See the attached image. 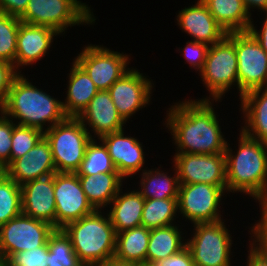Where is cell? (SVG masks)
<instances>
[{
  "instance_id": "cell-15",
  "label": "cell",
  "mask_w": 267,
  "mask_h": 266,
  "mask_svg": "<svg viewBox=\"0 0 267 266\" xmlns=\"http://www.w3.org/2000/svg\"><path fill=\"white\" fill-rule=\"evenodd\" d=\"M130 68L108 89L118 114L125 122L150 104L154 88L153 80L147 78L149 76L140 73L137 68Z\"/></svg>"
},
{
  "instance_id": "cell-36",
  "label": "cell",
  "mask_w": 267,
  "mask_h": 266,
  "mask_svg": "<svg viewBox=\"0 0 267 266\" xmlns=\"http://www.w3.org/2000/svg\"><path fill=\"white\" fill-rule=\"evenodd\" d=\"M49 255L47 243L44 246L13 254L8 259L9 266H48Z\"/></svg>"
},
{
  "instance_id": "cell-41",
  "label": "cell",
  "mask_w": 267,
  "mask_h": 266,
  "mask_svg": "<svg viewBox=\"0 0 267 266\" xmlns=\"http://www.w3.org/2000/svg\"><path fill=\"white\" fill-rule=\"evenodd\" d=\"M153 266H195V264L189 249L185 247L177 254L169 256L164 260H160Z\"/></svg>"
},
{
  "instance_id": "cell-14",
  "label": "cell",
  "mask_w": 267,
  "mask_h": 266,
  "mask_svg": "<svg viewBox=\"0 0 267 266\" xmlns=\"http://www.w3.org/2000/svg\"><path fill=\"white\" fill-rule=\"evenodd\" d=\"M56 229L96 211L82 190L76 173H54Z\"/></svg>"
},
{
  "instance_id": "cell-19",
  "label": "cell",
  "mask_w": 267,
  "mask_h": 266,
  "mask_svg": "<svg viewBox=\"0 0 267 266\" xmlns=\"http://www.w3.org/2000/svg\"><path fill=\"white\" fill-rule=\"evenodd\" d=\"M78 119L90 136L97 139L105 134L125 129L126 124L118 114L108 90L98 91Z\"/></svg>"
},
{
  "instance_id": "cell-28",
  "label": "cell",
  "mask_w": 267,
  "mask_h": 266,
  "mask_svg": "<svg viewBox=\"0 0 267 266\" xmlns=\"http://www.w3.org/2000/svg\"><path fill=\"white\" fill-rule=\"evenodd\" d=\"M150 229L143 225L117 233L114 258L125 263L146 265Z\"/></svg>"
},
{
  "instance_id": "cell-20",
  "label": "cell",
  "mask_w": 267,
  "mask_h": 266,
  "mask_svg": "<svg viewBox=\"0 0 267 266\" xmlns=\"http://www.w3.org/2000/svg\"><path fill=\"white\" fill-rule=\"evenodd\" d=\"M61 35L56 30L47 27L21 22L17 34V49L15 68L32 65L42 60L53 44L55 36Z\"/></svg>"
},
{
  "instance_id": "cell-10",
  "label": "cell",
  "mask_w": 267,
  "mask_h": 266,
  "mask_svg": "<svg viewBox=\"0 0 267 266\" xmlns=\"http://www.w3.org/2000/svg\"><path fill=\"white\" fill-rule=\"evenodd\" d=\"M130 55L110 50L105 46L88 44L74 58L85 70L96 88L108 90L111 85L130 70Z\"/></svg>"
},
{
  "instance_id": "cell-35",
  "label": "cell",
  "mask_w": 267,
  "mask_h": 266,
  "mask_svg": "<svg viewBox=\"0 0 267 266\" xmlns=\"http://www.w3.org/2000/svg\"><path fill=\"white\" fill-rule=\"evenodd\" d=\"M43 137L44 132L37 128L16 124L11 139L10 164L28 153Z\"/></svg>"
},
{
  "instance_id": "cell-5",
  "label": "cell",
  "mask_w": 267,
  "mask_h": 266,
  "mask_svg": "<svg viewBox=\"0 0 267 266\" xmlns=\"http://www.w3.org/2000/svg\"><path fill=\"white\" fill-rule=\"evenodd\" d=\"M237 70L235 32H231L208 48L204 66L198 73L203 86L209 91V97L206 96L202 100L222 102V98L232 89V86H236L239 94Z\"/></svg>"
},
{
  "instance_id": "cell-47",
  "label": "cell",
  "mask_w": 267,
  "mask_h": 266,
  "mask_svg": "<svg viewBox=\"0 0 267 266\" xmlns=\"http://www.w3.org/2000/svg\"><path fill=\"white\" fill-rule=\"evenodd\" d=\"M258 203L267 212V191L265 195L258 201Z\"/></svg>"
},
{
  "instance_id": "cell-17",
  "label": "cell",
  "mask_w": 267,
  "mask_h": 266,
  "mask_svg": "<svg viewBox=\"0 0 267 266\" xmlns=\"http://www.w3.org/2000/svg\"><path fill=\"white\" fill-rule=\"evenodd\" d=\"M22 213L56 229L54 174L21 185Z\"/></svg>"
},
{
  "instance_id": "cell-31",
  "label": "cell",
  "mask_w": 267,
  "mask_h": 266,
  "mask_svg": "<svg viewBox=\"0 0 267 266\" xmlns=\"http://www.w3.org/2000/svg\"><path fill=\"white\" fill-rule=\"evenodd\" d=\"M97 140L99 142H97ZM118 172L100 139L93 138L85 152L84 159L76 171L77 175H98L99 173Z\"/></svg>"
},
{
  "instance_id": "cell-42",
  "label": "cell",
  "mask_w": 267,
  "mask_h": 266,
  "mask_svg": "<svg viewBox=\"0 0 267 266\" xmlns=\"http://www.w3.org/2000/svg\"><path fill=\"white\" fill-rule=\"evenodd\" d=\"M29 0H0V13L20 18L27 7Z\"/></svg>"
},
{
  "instance_id": "cell-38",
  "label": "cell",
  "mask_w": 267,
  "mask_h": 266,
  "mask_svg": "<svg viewBox=\"0 0 267 266\" xmlns=\"http://www.w3.org/2000/svg\"><path fill=\"white\" fill-rule=\"evenodd\" d=\"M183 48H179L180 53L185 57V61L189 64L191 68L195 71L200 72L204 66L206 55L209 46L204 43H199L196 41L188 40Z\"/></svg>"
},
{
  "instance_id": "cell-40",
  "label": "cell",
  "mask_w": 267,
  "mask_h": 266,
  "mask_svg": "<svg viewBox=\"0 0 267 266\" xmlns=\"http://www.w3.org/2000/svg\"><path fill=\"white\" fill-rule=\"evenodd\" d=\"M19 74L15 65L0 60V107L5 102L8 91Z\"/></svg>"
},
{
  "instance_id": "cell-43",
  "label": "cell",
  "mask_w": 267,
  "mask_h": 266,
  "mask_svg": "<svg viewBox=\"0 0 267 266\" xmlns=\"http://www.w3.org/2000/svg\"><path fill=\"white\" fill-rule=\"evenodd\" d=\"M249 250L246 266H267V257L260 252L251 242H249Z\"/></svg>"
},
{
  "instance_id": "cell-25",
  "label": "cell",
  "mask_w": 267,
  "mask_h": 266,
  "mask_svg": "<svg viewBox=\"0 0 267 266\" xmlns=\"http://www.w3.org/2000/svg\"><path fill=\"white\" fill-rule=\"evenodd\" d=\"M82 190L96 210H103L117 195L124 178L118 172L99 173L98 175H78ZM124 181V182H123Z\"/></svg>"
},
{
  "instance_id": "cell-33",
  "label": "cell",
  "mask_w": 267,
  "mask_h": 266,
  "mask_svg": "<svg viewBox=\"0 0 267 266\" xmlns=\"http://www.w3.org/2000/svg\"><path fill=\"white\" fill-rule=\"evenodd\" d=\"M21 213V186L4 174L0 178V226Z\"/></svg>"
},
{
  "instance_id": "cell-16",
  "label": "cell",
  "mask_w": 267,
  "mask_h": 266,
  "mask_svg": "<svg viewBox=\"0 0 267 266\" xmlns=\"http://www.w3.org/2000/svg\"><path fill=\"white\" fill-rule=\"evenodd\" d=\"M123 130L108 133L99 139L107 147L108 153L118 173L126 180L141 173L145 168L143 144L136 137L126 136Z\"/></svg>"
},
{
  "instance_id": "cell-13",
  "label": "cell",
  "mask_w": 267,
  "mask_h": 266,
  "mask_svg": "<svg viewBox=\"0 0 267 266\" xmlns=\"http://www.w3.org/2000/svg\"><path fill=\"white\" fill-rule=\"evenodd\" d=\"M172 160L178 172L179 184L227 186L225 153H175Z\"/></svg>"
},
{
  "instance_id": "cell-24",
  "label": "cell",
  "mask_w": 267,
  "mask_h": 266,
  "mask_svg": "<svg viewBox=\"0 0 267 266\" xmlns=\"http://www.w3.org/2000/svg\"><path fill=\"white\" fill-rule=\"evenodd\" d=\"M123 187L109 204L107 213L116 233L141 225L145 198L135 189L123 193Z\"/></svg>"
},
{
  "instance_id": "cell-21",
  "label": "cell",
  "mask_w": 267,
  "mask_h": 266,
  "mask_svg": "<svg viewBox=\"0 0 267 266\" xmlns=\"http://www.w3.org/2000/svg\"><path fill=\"white\" fill-rule=\"evenodd\" d=\"M56 173L49 142L43 137L31 150L15 159L6 174L18 185Z\"/></svg>"
},
{
  "instance_id": "cell-39",
  "label": "cell",
  "mask_w": 267,
  "mask_h": 266,
  "mask_svg": "<svg viewBox=\"0 0 267 266\" xmlns=\"http://www.w3.org/2000/svg\"><path fill=\"white\" fill-rule=\"evenodd\" d=\"M259 207L261 217L249 228L252 240L250 242L267 257V212L260 205Z\"/></svg>"
},
{
  "instance_id": "cell-18",
  "label": "cell",
  "mask_w": 267,
  "mask_h": 266,
  "mask_svg": "<svg viewBox=\"0 0 267 266\" xmlns=\"http://www.w3.org/2000/svg\"><path fill=\"white\" fill-rule=\"evenodd\" d=\"M176 17L179 28L193 38L191 41L212 46L227 35L201 0L181 9Z\"/></svg>"
},
{
  "instance_id": "cell-44",
  "label": "cell",
  "mask_w": 267,
  "mask_h": 266,
  "mask_svg": "<svg viewBox=\"0 0 267 266\" xmlns=\"http://www.w3.org/2000/svg\"><path fill=\"white\" fill-rule=\"evenodd\" d=\"M254 25V20H252L248 31L259 42L261 47L267 52V30H258L256 28L257 26Z\"/></svg>"
},
{
  "instance_id": "cell-8",
  "label": "cell",
  "mask_w": 267,
  "mask_h": 266,
  "mask_svg": "<svg viewBox=\"0 0 267 266\" xmlns=\"http://www.w3.org/2000/svg\"><path fill=\"white\" fill-rule=\"evenodd\" d=\"M224 221L193 225V234L186 239V247L195 266H232L233 236Z\"/></svg>"
},
{
  "instance_id": "cell-12",
  "label": "cell",
  "mask_w": 267,
  "mask_h": 266,
  "mask_svg": "<svg viewBox=\"0 0 267 266\" xmlns=\"http://www.w3.org/2000/svg\"><path fill=\"white\" fill-rule=\"evenodd\" d=\"M54 230L49 223L21 213L0 226V253L8 260L15 253L44 246Z\"/></svg>"
},
{
  "instance_id": "cell-49",
  "label": "cell",
  "mask_w": 267,
  "mask_h": 266,
  "mask_svg": "<svg viewBox=\"0 0 267 266\" xmlns=\"http://www.w3.org/2000/svg\"><path fill=\"white\" fill-rule=\"evenodd\" d=\"M266 16H265V20L263 22V24L261 25V28L259 30H267V11L263 12Z\"/></svg>"
},
{
  "instance_id": "cell-45",
  "label": "cell",
  "mask_w": 267,
  "mask_h": 266,
  "mask_svg": "<svg viewBox=\"0 0 267 266\" xmlns=\"http://www.w3.org/2000/svg\"><path fill=\"white\" fill-rule=\"evenodd\" d=\"M243 3L250 16L252 15L251 11H254L253 9H259L258 11L261 13L267 11V0H243Z\"/></svg>"
},
{
  "instance_id": "cell-30",
  "label": "cell",
  "mask_w": 267,
  "mask_h": 266,
  "mask_svg": "<svg viewBox=\"0 0 267 266\" xmlns=\"http://www.w3.org/2000/svg\"><path fill=\"white\" fill-rule=\"evenodd\" d=\"M177 213L178 198L145 199L141 225L150 230L169 226L176 223Z\"/></svg>"
},
{
  "instance_id": "cell-27",
  "label": "cell",
  "mask_w": 267,
  "mask_h": 266,
  "mask_svg": "<svg viewBox=\"0 0 267 266\" xmlns=\"http://www.w3.org/2000/svg\"><path fill=\"white\" fill-rule=\"evenodd\" d=\"M226 33L248 31L252 16L243 0H201Z\"/></svg>"
},
{
  "instance_id": "cell-2",
  "label": "cell",
  "mask_w": 267,
  "mask_h": 266,
  "mask_svg": "<svg viewBox=\"0 0 267 266\" xmlns=\"http://www.w3.org/2000/svg\"><path fill=\"white\" fill-rule=\"evenodd\" d=\"M239 132L236 152L229 142L225 150L227 194L245 193L257 202L267 191V143Z\"/></svg>"
},
{
  "instance_id": "cell-23",
  "label": "cell",
  "mask_w": 267,
  "mask_h": 266,
  "mask_svg": "<svg viewBox=\"0 0 267 266\" xmlns=\"http://www.w3.org/2000/svg\"><path fill=\"white\" fill-rule=\"evenodd\" d=\"M71 67L67 77V95L62 105L67 117L78 118L99 90L74 59Z\"/></svg>"
},
{
  "instance_id": "cell-11",
  "label": "cell",
  "mask_w": 267,
  "mask_h": 266,
  "mask_svg": "<svg viewBox=\"0 0 267 266\" xmlns=\"http://www.w3.org/2000/svg\"><path fill=\"white\" fill-rule=\"evenodd\" d=\"M239 99L253 89L267 88V52L249 31L235 32Z\"/></svg>"
},
{
  "instance_id": "cell-26",
  "label": "cell",
  "mask_w": 267,
  "mask_h": 266,
  "mask_svg": "<svg viewBox=\"0 0 267 266\" xmlns=\"http://www.w3.org/2000/svg\"><path fill=\"white\" fill-rule=\"evenodd\" d=\"M178 225L172 224L150 230L146 265H154L186 247V239L184 240L185 237H183L185 233Z\"/></svg>"
},
{
  "instance_id": "cell-29",
  "label": "cell",
  "mask_w": 267,
  "mask_h": 266,
  "mask_svg": "<svg viewBox=\"0 0 267 266\" xmlns=\"http://www.w3.org/2000/svg\"><path fill=\"white\" fill-rule=\"evenodd\" d=\"M173 177L167 172L161 171V165L158 168L147 170V168L141 172L139 186L137 191L145 199H167L178 198L179 193V178L175 165H173Z\"/></svg>"
},
{
  "instance_id": "cell-48",
  "label": "cell",
  "mask_w": 267,
  "mask_h": 266,
  "mask_svg": "<svg viewBox=\"0 0 267 266\" xmlns=\"http://www.w3.org/2000/svg\"><path fill=\"white\" fill-rule=\"evenodd\" d=\"M0 266H9L8 260L0 253Z\"/></svg>"
},
{
  "instance_id": "cell-32",
  "label": "cell",
  "mask_w": 267,
  "mask_h": 266,
  "mask_svg": "<svg viewBox=\"0 0 267 266\" xmlns=\"http://www.w3.org/2000/svg\"><path fill=\"white\" fill-rule=\"evenodd\" d=\"M48 266H85L74 252L70 238L62 229H55L48 237Z\"/></svg>"
},
{
  "instance_id": "cell-3",
  "label": "cell",
  "mask_w": 267,
  "mask_h": 266,
  "mask_svg": "<svg viewBox=\"0 0 267 266\" xmlns=\"http://www.w3.org/2000/svg\"><path fill=\"white\" fill-rule=\"evenodd\" d=\"M49 94L38 89L28 77L20 73L8 91L0 111L17 125L46 132L67 118L62 101Z\"/></svg>"
},
{
  "instance_id": "cell-6",
  "label": "cell",
  "mask_w": 267,
  "mask_h": 266,
  "mask_svg": "<svg viewBox=\"0 0 267 266\" xmlns=\"http://www.w3.org/2000/svg\"><path fill=\"white\" fill-rule=\"evenodd\" d=\"M21 22L50 27L65 34L68 27L93 25L96 18L90 6L80 0H29Z\"/></svg>"
},
{
  "instance_id": "cell-22",
  "label": "cell",
  "mask_w": 267,
  "mask_h": 266,
  "mask_svg": "<svg viewBox=\"0 0 267 266\" xmlns=\"http://www.w3.org/2000/svg\"><path fill=\"white\" fill-rule=\"evenodd\" d=\"M239 104L245 124L241 130L248 136L267 143V88L243 94Z\"/></svg>"
},
{
  "instance_id": "cell-9",
  "label": "cell",
  "mask_w": 267,
  "mask_h": 266,
  "mask_svg": "<svg viewBox=\"0 0 267 266\" xmlns=\"http://www.w3.org/2000/svg\"><path fill=\"white\" fill-rule=\"evenodd\" d=\"M226 193L227 186L207 183L180 184L178 214H182V219H186L185 222L188 220L192 225L223 220L219 209Z\"/></svg>"
},
{
  "instance_id": "cell-37",
  "label": "cell",
  "mask_w": 267,
  "mask_h": 266,
  "mask_svg": "<svg viewBox=\"0 0 267 266\" xmlns=\"http://www.w3.org/2000/svg\"><path fill=\"white\" fill-rule=\"evenodd\" d=\"M16 123L0 111V163L5 169L10 165L13 128Z\"/></svg>"
},
{
  "instance_id": "cell-7",
  "label": "cell",
  "mask_w": 267,
  "mask_h": 266,
  "mask_svg": "<svg viewBox=\"0 0 267 266\" xmlns=\"http://www.w3.org/2000/svg\"><path fill=\"white\" fill-rule=\"evenodd\" d=\"M49 142L56 172L76 173L93 139L81 121L67 117L44 132Z\"/></svg>"
},
{
  "instance_id": "cell-1",
  "label": "cell",
  "mask_w": 267,
  "mask_h": 266,
  "mask_svg": "<svg viewBox=\"0 0 267 266\" xmlns=\"http://www.w3.org/2000/svg\"><path fill=\"white\" fill-rule=\"evenodd\" d=\"M214 100L183 99L166 112L165 123L175 144V153H225L227 142L214 110Z\"/></svg>"
},
{
  "instance_id": "cell-46",
  "label": "cell",
  "mask_w": 267,
  "mask_h": 266,
  "mask_svg": "<svg viewBox=\"0 0 267 266\" xmlns=\"http://www.w3.org/2000/svg\"><path fill=\"white\" fill-rule=\"evenodd\" d=\"M97 266H141L139 264H134V263H125V262H120L115 259L108 260L107 262H104L100 265Z\"/></svg>"
},
{
  "instance_id": "cell-34",
  "label": "cell",
  "mask_w": 267,
  "mask_h": 266,
  "mask_svg": "<svg viewBox=\"0 0 267 266\" xmlns=\"http://www.w3.org/2000/svg\"><path fill=\"white\" fill-rule=\"evenodd\" d=\"M21 20L9 14L0 13V60L15 65L17 34Z\"/></svg>"
},
{
  "instance_id": "cell-50",
  "label": "cell",
  "mask_w": 267,
  "mask_h": 266,
  "mask_svg": "<svg viewBox=\"0 0 267 266\" xmlns=\"http://www.w3.org/2000/svg\"><path fill=\"white\" fill-rule=\"evenodd\" d=\"M6 174V169L5 167L0 163V178Z\"/></svg>"
},
{
  "instance_id": "cell-4",
  "label": "cell",
  "mask_w": 267,
  "mask_h": 266,
  "mask_svg": "<svg viewBox=\"0 0 267 266\" xmlns=\"http://www.w3.org/2000/svg\"><path fill=\"white\" fill-rule=\"evenodd\" d=\"M62 230L85 266H97L114 258L117 233L104 210L70 222Z\"/></svg>"
}]
</instances>
